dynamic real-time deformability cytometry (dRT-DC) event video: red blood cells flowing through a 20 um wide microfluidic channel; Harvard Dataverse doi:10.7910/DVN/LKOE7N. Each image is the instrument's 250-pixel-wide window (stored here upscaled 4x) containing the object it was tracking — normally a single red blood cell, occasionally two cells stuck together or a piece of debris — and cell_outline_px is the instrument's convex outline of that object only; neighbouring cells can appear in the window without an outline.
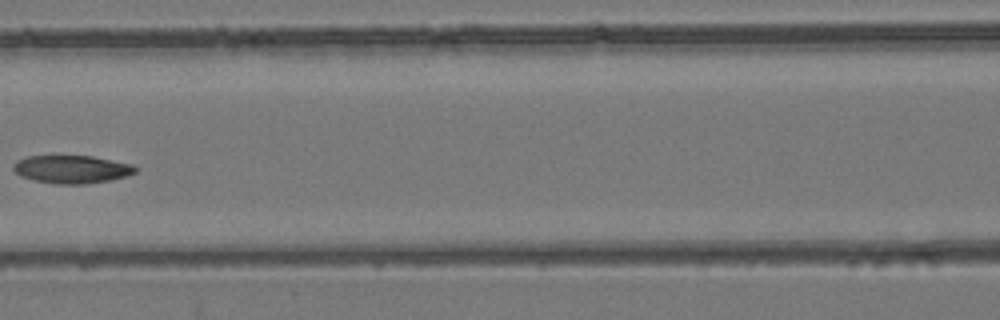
{"species": "common noctule bat (a hibernating species)", "species_latin": "Nyctalus noctula", "temperature_condition": "room temperature", "stored_images_in_passage": 9, "camera_frame_rate_fps": 3000, "um_per_image_px": 0.085, "animal": {"sex": "female", "body_mass_g": 24.6, "forearm_length_mm": 56.2}, "frame": {"image": 1, "passage_image": 7, "time_ms": 2.0, "image_size_px": [1000, 320], "cell_outline_px": [[136, 172], [124, 176], [108, 180], [84, 184], [56, 184], [32, 180], [20, 176], [12, 168], [12, 164], [16, 160], [28, 156], [92, 156], [132, 164], [136, 168]], "centroid_in_image_um": [6.04, 14.38], "position_along_channel_um": 160.6, "area_um2": 19.83}}
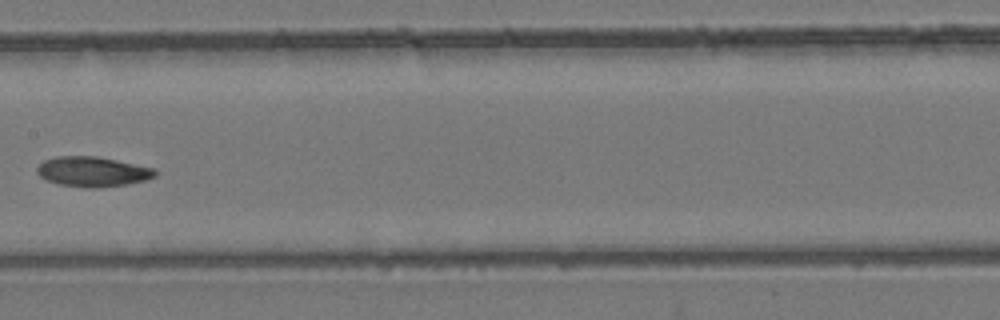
{"frame": {"image": 2, "passage_image": 8, "time_ms": 2.333, "image_size_px": [1000, 320], "cell_outline_px": [[156, 176], [144, 180], [128, 184], [100, 188], [84, 188], [60, 184], [48, 180], [40, 176], [36, 172], [36, 168], [44, 160], [56, 156], [96, 156], [156, 168]], "centroid_in_image_um": [7.88, 14.59], "position_along_channel_um": 199.5, "area_um2": 20.69}}
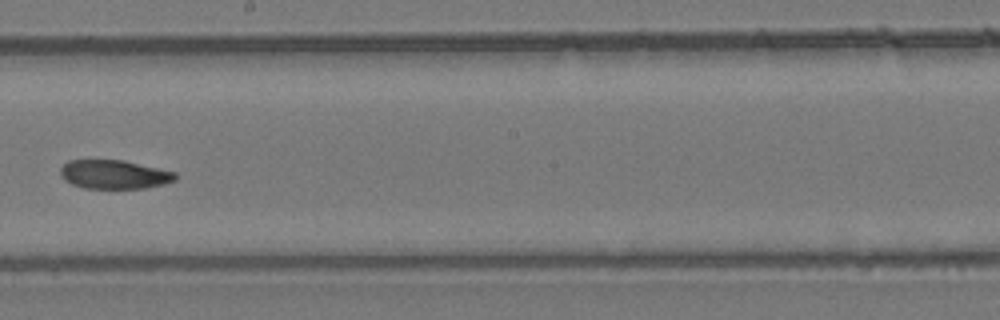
{"frame": {"image": 3, "passage_image": 9, "time_ms": 2.667, "image_size_px": [1000, 320], "cell_outline_px": [[176, 180], [164, 184], [144, 188], [84, 188], [72, 184], [64, 180], [60, 172], [60, 168], [68, 160], [124, 160], [176, 172]], "centroid_in_image_um": [9.71, 14.82], "position_along_channel_um": 238.5, "area_um2": 19.31}}